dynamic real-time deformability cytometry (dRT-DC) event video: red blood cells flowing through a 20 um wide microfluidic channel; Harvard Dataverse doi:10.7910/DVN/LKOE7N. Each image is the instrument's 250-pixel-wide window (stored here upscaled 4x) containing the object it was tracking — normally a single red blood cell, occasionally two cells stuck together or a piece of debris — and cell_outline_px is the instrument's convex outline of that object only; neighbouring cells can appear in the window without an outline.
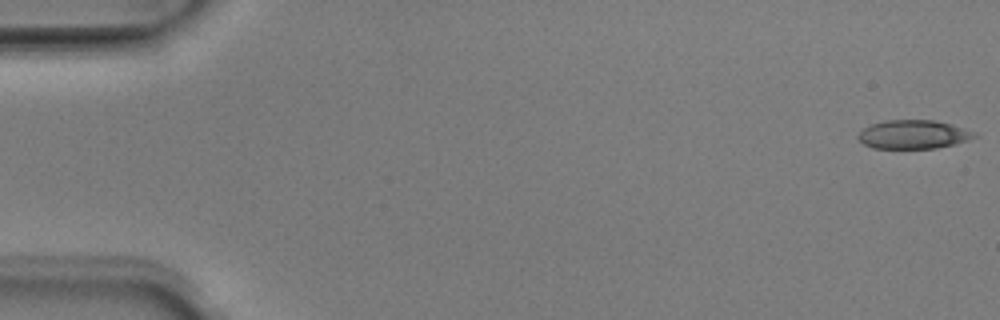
{"species": "Egyptian fruit bat (a non-hibernating species)", "species_latin": "Rousettus aegyptiacus", "temperature_condition": "room temperature", "stored_images_in_passage": 51, "camera_frame_rate_fps": 3000, "um_per_image_px": 0.085, "animal": {"sex": "male"}, "frame": {"image": 1, "passage_image": 1, "time_ms": 0.0, "image_size_px": [1000, 320], "cell_outline_px": [[976, 136], [956, 144], [936, 148], [872, 148], [864, 144], [856, 136], [864, 128], [872, 124], [884, 120], [932, 120], [952, 124], [976, 132]], "centroid_in_image_um": [77.63, 11.42], "position_along_channel_um": 7.4, "area_um2": 19.36}}
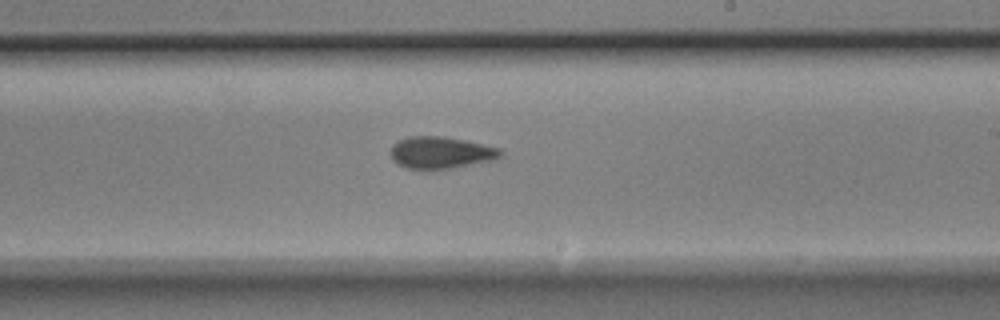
{"frame": {"image": 2, "passage_image": 30, "time_ms": 9.667, "image_size_px": [1000, 320], "cell_outline_px": [[504, 152], [496, 160], [456, 168], [408, 168], [392, 160], [392, 144], [408, 136], [444, 136], [464, 140], [500, 148]], "centroid_in_image_um": [37.53, 12.96], "position_along_channel_um": 251.5, "area_um2": 20.35}}
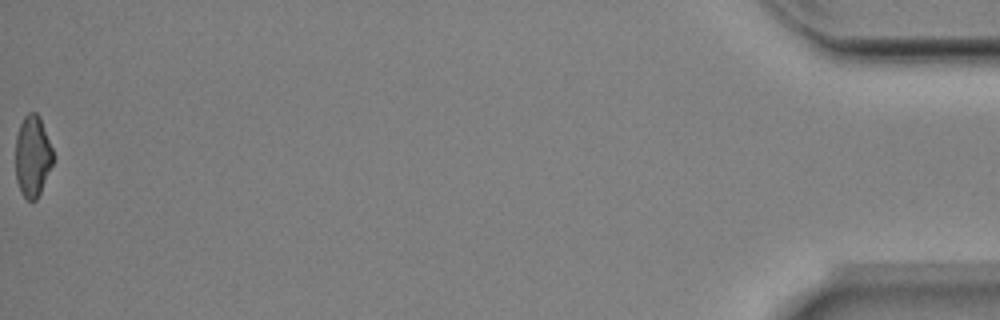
{"frame": {"image": 3, "passage_image": 51, "time_ms": 16.667, "image_size_px": [1000, 320], "cell_outline_px": [[52, 164], [40, 192], [36, 200], [28, 200], [20, 192], [16, 180], [16, 136], [20, 124], [24, 116], [28, 112], [36, 112], [40, 116], [52, 148]], "centroid_in_image_um": [2.75, 13.25], "position_along_channel_um": 432.4, "area_um2": 17.63}, "authors_computed_cell_mechanics": {"area_um2": 20.1144, "velocity_mm_per_s": 4.0083, "shape_relaxation_time_tau1_ms": 5.3885, "shape_relaxation_time_tau2_ms": 2.973, "deformation_change_tau1": 0.1503, "deformation_change_tau2": 0.0978}}